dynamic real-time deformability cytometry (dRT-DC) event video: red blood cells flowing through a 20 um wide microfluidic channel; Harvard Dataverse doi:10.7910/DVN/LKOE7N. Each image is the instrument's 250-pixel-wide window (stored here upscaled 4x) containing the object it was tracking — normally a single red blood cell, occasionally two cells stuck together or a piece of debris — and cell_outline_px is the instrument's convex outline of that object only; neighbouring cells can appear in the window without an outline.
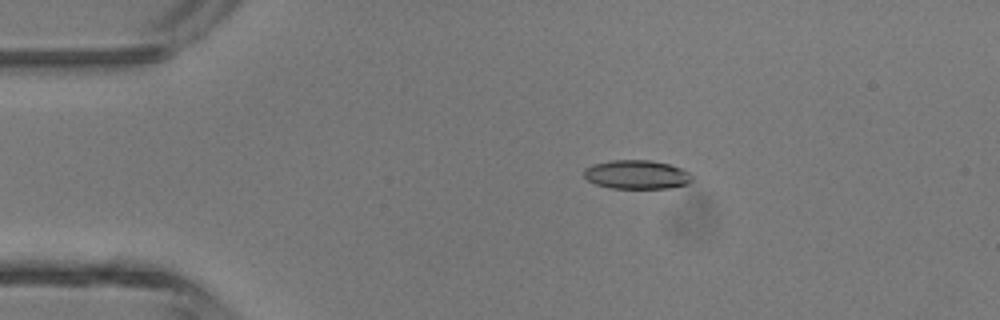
{"species": "common noctule bat (a hibernating species)", "species_latin": "Nyctalus noctula", "temperature_condition": "room temperature", "stored_images_in_passage": 4, "camera_frame_rate_fps": 3000, "um_per_image_px": 0.085, "animal": {"sex": "male", "body_mass_g": 13.3}, "frame": {"image": 1, "passage_image": 3, "time_ms": 2.333, "image_size_px": [1000, 320], "cell_outline_px": [[696, 176], [688, 184], [668, 188], [608, 188], [596, 184], [588, 180], [584, 176], [584, 168], [592, 164], [612, 160], [652, 160], [668, 164], [680, 168]], "centroid_in_image_um": [54.13, 14.84], "position_along_channel_um": 30.9, "area_um2": 18.32}}